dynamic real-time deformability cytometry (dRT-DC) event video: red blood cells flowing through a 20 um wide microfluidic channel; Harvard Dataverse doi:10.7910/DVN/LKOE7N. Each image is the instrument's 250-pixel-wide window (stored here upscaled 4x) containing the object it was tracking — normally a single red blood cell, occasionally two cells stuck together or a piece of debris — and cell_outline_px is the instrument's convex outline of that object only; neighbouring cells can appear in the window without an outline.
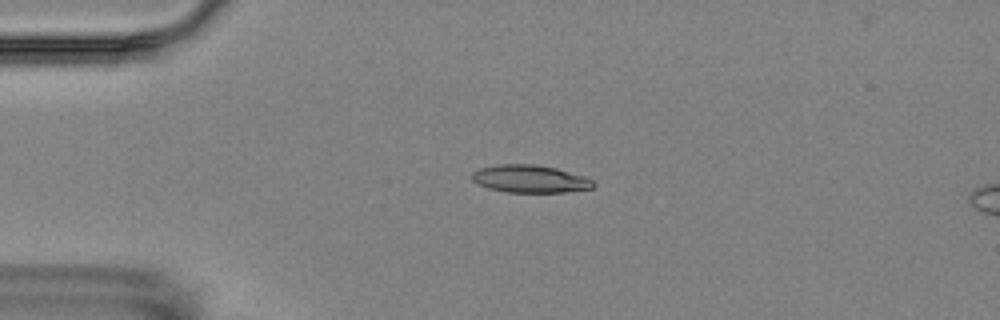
{"species": "Egyptian fruit bat (a non-hibernating species)", "species_latin": "Rousettus aegyptiacus", "temperature_condition": "room temperature", "stored_images_in_passage": 3, "camera_frame_rate_fps": 3000, "um_per_image_px": 0.085, "animal": {"sex": "female"}, "frame": {"image": 1, "passage_image": 2, "time_ms": 1.0, "image_size_px": [1000, 320], "cell_outline_px": [[596, 184], [592, 188], [564, 192], [508, 192], [488, 188], [476, 184], [472, 180], [472, 172], [480, 168], [500, 164], [536, 164], [556, 168], [584, 176], [592, 180]], "centroid_in_image_um": [45.03, 15.2], "position_along_channel_um": 40.0, "area_um2": 19.54}}